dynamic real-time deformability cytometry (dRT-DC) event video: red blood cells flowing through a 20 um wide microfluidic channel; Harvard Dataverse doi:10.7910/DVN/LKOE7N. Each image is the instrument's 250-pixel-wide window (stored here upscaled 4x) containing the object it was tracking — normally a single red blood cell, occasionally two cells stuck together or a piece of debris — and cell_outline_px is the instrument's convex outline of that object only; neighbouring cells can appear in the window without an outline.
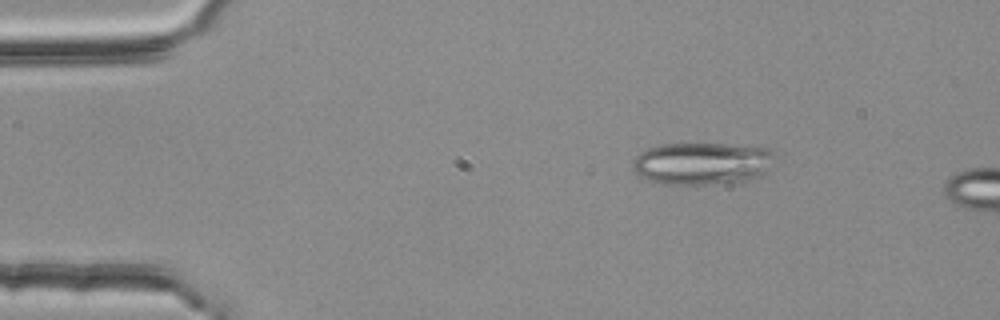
{"species": "common noctule bat (a hibernating species)", "species_latin": "Nyctalus noctula", "temperature_condition": "room temperature", "stored_images_in_passage": 3, "camera_frame_rate_fps": 3000, "um_per_image_px": 0.085, "animal": {"sex": "female", "body_mass_g": 25.1}, "frame": {"image": 1, "passage_image": 2, "time_ms": 0.333, "image_size_px": [1000, 320], "cell_outline_px": [[772, 152], [768, 168], [756, 176], [748, 180], [728, 184], [660, 184], [648, 180], [640, 176], [632, 168], [632, 160], [640, 152], [648, 148], [664, 144], [724, 144], [768, 148]], "centroid_in_image_um": [59.59, 13.9], "position_along_channel_um": 25.4, "area_um2": 34.8}}